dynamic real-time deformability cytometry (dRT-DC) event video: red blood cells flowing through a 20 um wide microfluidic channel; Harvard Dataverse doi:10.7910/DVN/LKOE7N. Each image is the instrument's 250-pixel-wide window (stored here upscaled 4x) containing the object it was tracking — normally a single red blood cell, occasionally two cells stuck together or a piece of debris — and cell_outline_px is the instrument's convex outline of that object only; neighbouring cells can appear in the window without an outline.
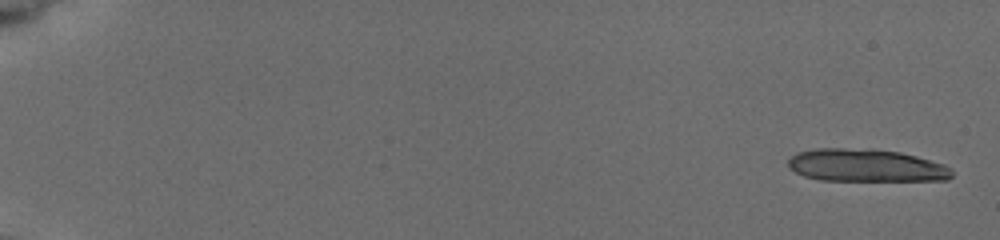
{"species": "common noctule bat (a hibernating species)", "species_latin": "Nyctalus noctula", "temperature_condition": "cold", "stored_images_in_passage": 11, "camera_frame_rate_fps": 3000, "um_per_image_px": 0.085, "animal": {"sex": "female", "body_mass_g": 19.5, "forearm_length_mm": 54.1}, "frame": {"image": 1, "passage_image": 1, "time_ms": 0.0, "image_size_px": [1000, 240], "cell_outline_px": [[952, 176], [948, 180], [820, 180], [804, 176], [788, 168], [788, 160], [796, 152], [816, 148], [872, 148], [900, 152], [916, 156], [944, 164], [952, 168]], "centroid_in_image_um": [73.59, 14.05], "position_along_channel_um": 11.4, "area_um2": 31.39}}
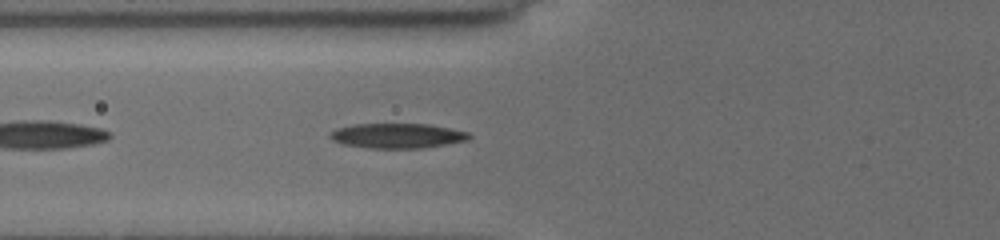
{"frame": {"image": 2, "passage_image": 9, "time_ms": 7.333, "image_size_px": [1000, 240], "cell_outline_px": [[472, 136], [468, 140], [420, 148], [368, 148], [344, 144], [332, 140], [328, 136], [328, 132], [336, 128], [352, 124], [428, 124], [468, 132]], "centroid_in_image_um": [33.71, 11.53], "position_along_channel_um": 92.1, "area_um2": 20.11}}
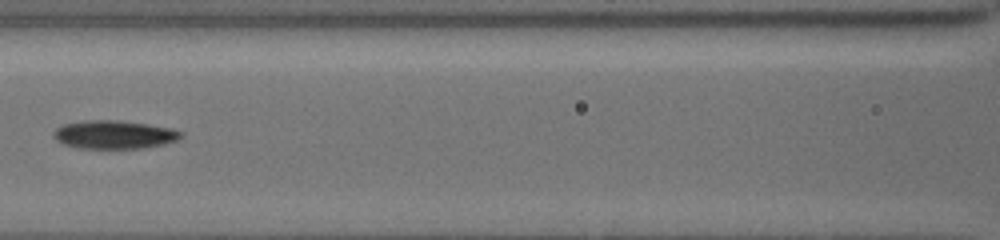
{"frame": {"image": 3, "passage_image": 11, "time_ms": 9.0, "image_size_px": [1000, 240], "cell_outline_px": [[184, 136], [180, 140], [164, 144], [144, 148], [76, 148], [64, 144], [56, 140], [52, 136], [52, 132], [56, 128], [64, 124], [84, 120], [120, 120], [148, 124], [172, 128], [184, 132]], "centroid_in_image_um": [9.74, 11.44], "position_along_channel_um": 156.9, "area_um2": 21.39}}